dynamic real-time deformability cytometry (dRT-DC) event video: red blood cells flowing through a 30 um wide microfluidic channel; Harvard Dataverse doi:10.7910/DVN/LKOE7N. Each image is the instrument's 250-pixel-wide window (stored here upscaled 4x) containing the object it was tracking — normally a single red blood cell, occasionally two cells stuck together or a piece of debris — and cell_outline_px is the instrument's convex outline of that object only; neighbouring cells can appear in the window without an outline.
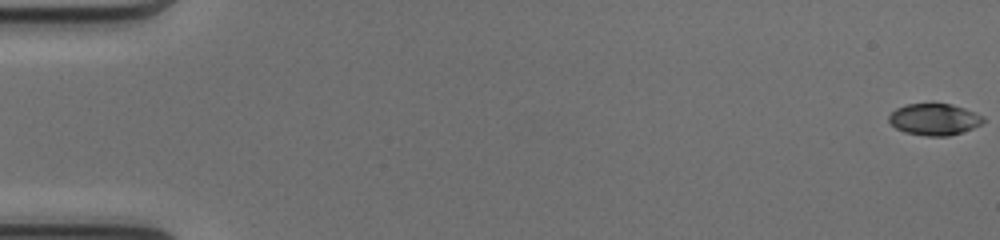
{"species": "common noctule bat (a hibernating species)", "species_latin": "Nyctalus noctula", "temperature_condition": "cold", "stored_images_in_passage": 51, "camera_frame_rate_fps": 3000, "um_per_image_px": 0.085, "animal": {"sex": "female", "body_mass_g": 17.0, "forearm_length_mm": 48.0}, "frame": {"image": 1, "passage_image": 1, "time_ms": 0.0, "image_size_px": [1000, 240], "cell_outline_px": [[984, 120], [980, 124], [972, 128], [948, 136], [924, 136], [904, 132], [896, 128], [888, 120], [888, 116], [896, 108], [908, 104], [952, 104], [964, 108], [984, 116]], "centroid_in_image_um": [79.39, 10.15], "position_along_channel_um": 5.6, "area_um2": 17.22}}
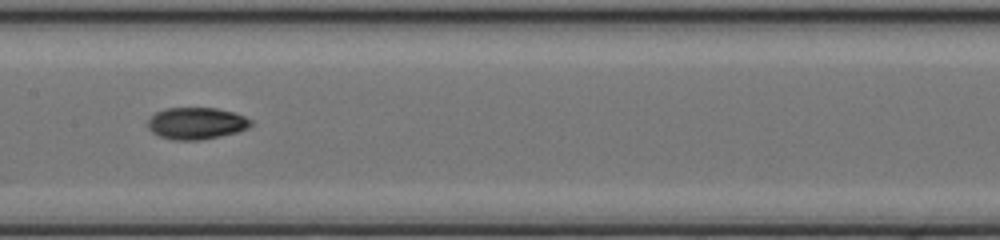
{"frame": {"image": 2, "passage_image": 27, "time_ms": 8.667, "image_size_px": [1000, 240], "cell_outline_px": [[252, 124], [248, 128], [236, 132], [220, 136], [200, 140], [172, 140], [160, 136], [152, 132], [148, 128], [148, 120], [156, 112], [164, 108], [216, 108], [232, 112], [244, 116], [252, 120]], "centroid_in_image_um": [16.68, 10.48], "position_along_channel_um": 190.7, "area_um2": 19.07}}
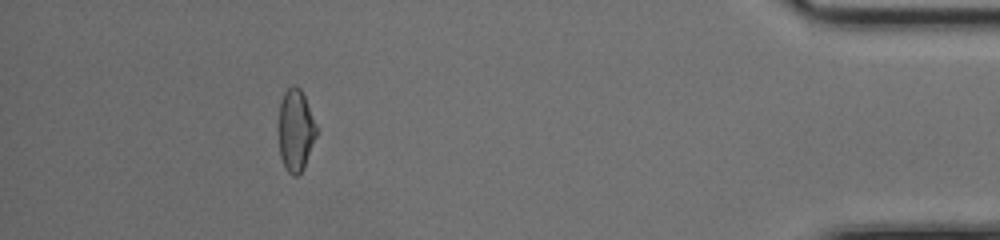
{"frame": {"image": 3, "passage_image": 47, "time_ms": 15.333, "image_size_px": [1000, 240], "cell_outline_px": [[316, 136], [304, 168], [296, 176], [292, 176], [284, 168], [280, 156], [280, 104], [284, 92], [292, 84], [296, 84], [300, 88], [304, 96], [316, 124]], "centroid_in_image_um": [25.14, 11.08], "position_along_channel_um": 410.1, "area_um2": 17.8}, "authors_computed_cell_mechanics": {"area_um2": 18.207, "velocity_mm_per_s": 4.1476, "shape_relaxation_time_tau1_ms": 6.2694, "shape_relaxation_time_tau2_ms": 4.2297, "deformation_change_tau1": 0.1784, "deformation_change_tau2": 0.0801}}